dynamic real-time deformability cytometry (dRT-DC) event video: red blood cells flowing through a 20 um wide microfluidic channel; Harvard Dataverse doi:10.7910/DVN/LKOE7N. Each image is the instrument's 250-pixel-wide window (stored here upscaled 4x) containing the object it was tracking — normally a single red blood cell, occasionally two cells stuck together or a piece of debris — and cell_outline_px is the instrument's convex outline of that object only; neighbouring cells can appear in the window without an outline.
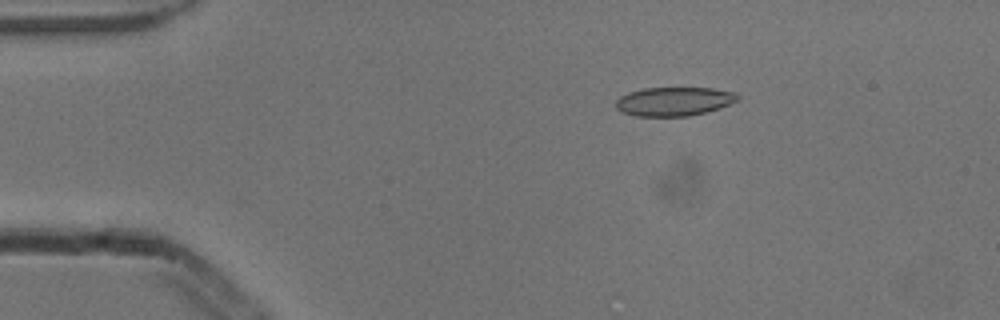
{"species": "common noctule bat (a hibernating species)", "species_latin": "Nyctalus noctula", "temperature_condition": "cold", "stored_images_in_passage": 3, "camera_frame_rate_fps": 3000, "um_per_image_px": 0.085, "animal": {"sex": "male", "body_mass_g": 13.3}, "frame": {"image": 1, "passage_image": 1, "time_ms": 0.0, "image_size_px": [1000, 320], "cell_outline_px": [[740, 100], [720, 108], [688, 116], [636, 116], [620, 112], [616, 108], [616, 100], [620, 96], [628, 92], [644, 88], [712, 88], [736, 92], [740, 96]], "centroid_in_image_um": [57.3, 8.62], "position_along_channel_um": 27.7, "area_um2": 20.63}}
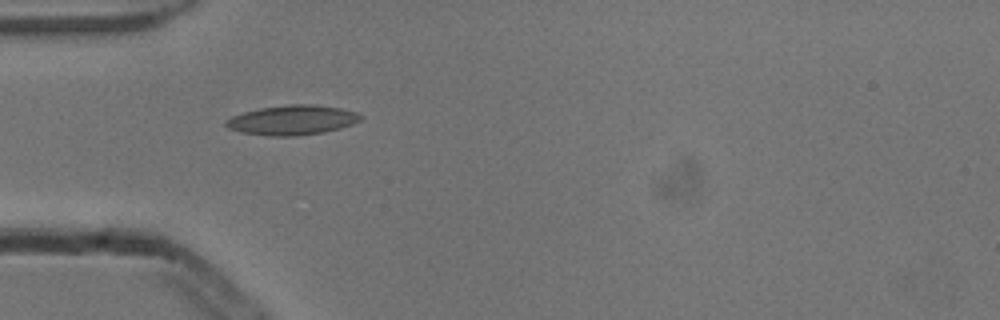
{"frame": {"image": 2, "passage_image": 3, "time_ms": 0.667, "image_size_px": [1000, 320], "cell_outline_px": [[364, 116], [360, 120], [352, 124], [340, 128], [324, 132], [296, 136], [272, 136], [240, 132], [228, 128], [224, 124], [224, 120], [232, 116], [244, 112], [260, 108], [288, 104], [312, 104], [340, 108], [356, 112]], "centroid_in_image_um": [24.83, 10.2], "position_along_channel_um": 60.2, "area_um2": 23.35}}